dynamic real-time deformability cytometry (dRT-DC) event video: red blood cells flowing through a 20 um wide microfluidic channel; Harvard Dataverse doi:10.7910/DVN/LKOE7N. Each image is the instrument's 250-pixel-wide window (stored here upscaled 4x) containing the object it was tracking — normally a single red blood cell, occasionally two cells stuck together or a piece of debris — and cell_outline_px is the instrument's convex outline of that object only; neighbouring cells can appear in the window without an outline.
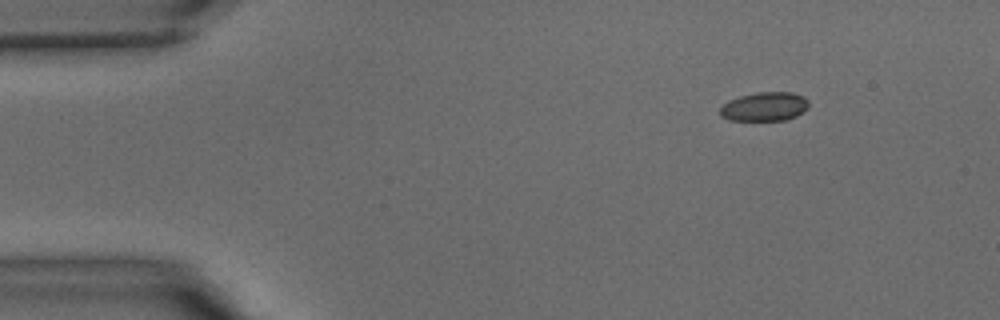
{"species": "common noctule bat (a hibernating species)", "species_latin": "Nyctalus noctula", "temperature_condition": "warm", "stored_images_in_passage": 37, "camera_frame_rate_fps": 3000, "um_per_image_px": 0.085, "animal": {"sex": "male", "body_mass_g": 15.6}, "frame": {"image": 1, "passage_image": 1, "time_ms": 0.0, "image_size_px": [1000, 320], "cell_outline_px": [[808, 108], [804, 112], [788, 120], [728, 120], [720, 116], [720, 108], [728, 100], [740, 96], [756, 92], [792, 92], [804, 96], [808, 100]], "centroid_in_image_um": [65.0, 9.06], "position_along_channel_um": 20.0, "area_um2": 15.14}}
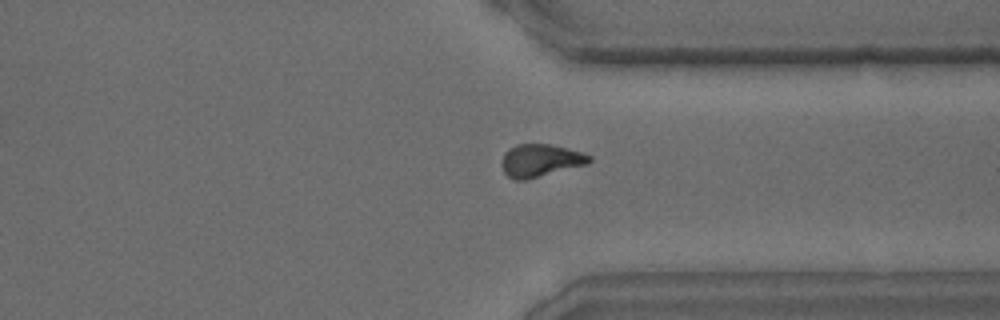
{"frame": {"image": 2, "passage_image": 27, "time_ms": 8.667, "image_size_px": [1000, 320], "cell_outline_px": [[592, 160], [588, 164], [528, 180], [516, 180], [508, 176], [504, 172], [500, 164], [504, 152], [508, 148], [516, 144], [548, 144], [580, 152], [592, 156]], "centroid_in_image_um": [45.9, 13.65], "position_along_channel_um": 365.5, "area_um2": 16.82}}
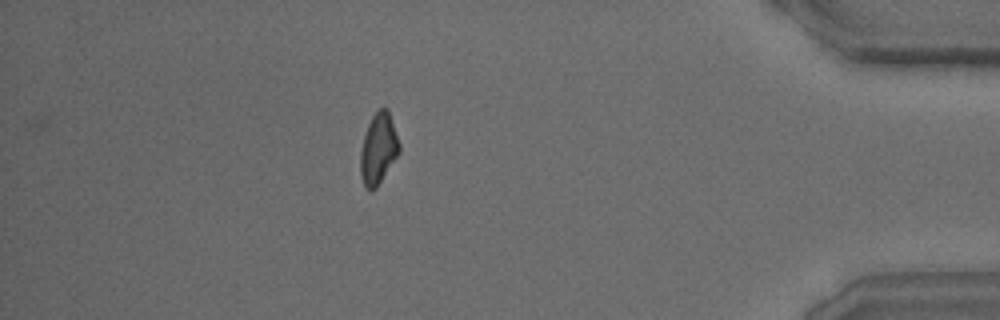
{"frame": {"image": 3, "passage_image": 32, "time_ms": 10.333, "image_size_px": [1000, 320], "cell_outline_px": [[400, 152], [376, 188], [364, 188], [360, 176], [360, 152], [364, 136], [368, 124], [372, 116], [380, 108], [388, 108], [400, 144]], "centroid_in_image_um": [32.16, 12.64], "position_along_channel_um": 403.0, "area_um2": 16.01}}